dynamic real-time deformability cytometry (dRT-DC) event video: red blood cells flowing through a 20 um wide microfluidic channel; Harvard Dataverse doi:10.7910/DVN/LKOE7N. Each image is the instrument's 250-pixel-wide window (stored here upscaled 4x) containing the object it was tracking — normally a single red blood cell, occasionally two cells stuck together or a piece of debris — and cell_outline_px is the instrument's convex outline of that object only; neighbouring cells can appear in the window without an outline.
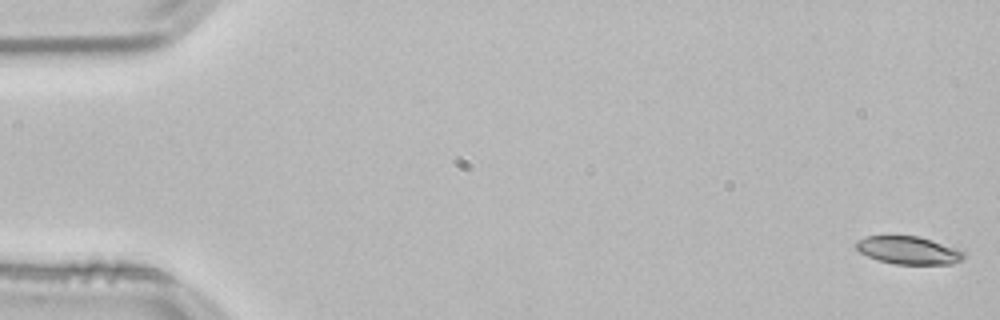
{"species": "common noctule bat (a hibernating species)", "species_latin": "Nyctalus noctula", "temperature_condition": "room temperature", "stored_images_in_passage": 53, "camera_frame_rate_fps": 3000, "um_per_image_px": 0.085, "animal": {"sex": "male", "body_mass_g": 21.5, "forearm_length_mm": 52.0}, "frame": {"image": 1, "passage_image": 1, "time_ms": 0.0, "image_size_px": [1000, 320], "cell_outline_px": [[964, 260], [952, 264], [892, 264], [868, 256], [860, 252], [856, 248], [856, 240], [864, 236], [920, 236], [964, 248]], "centroid_in_image_um": [77.32, 21.26], "position_along_channel_um": 7.7, "area_um2": 17.98}}
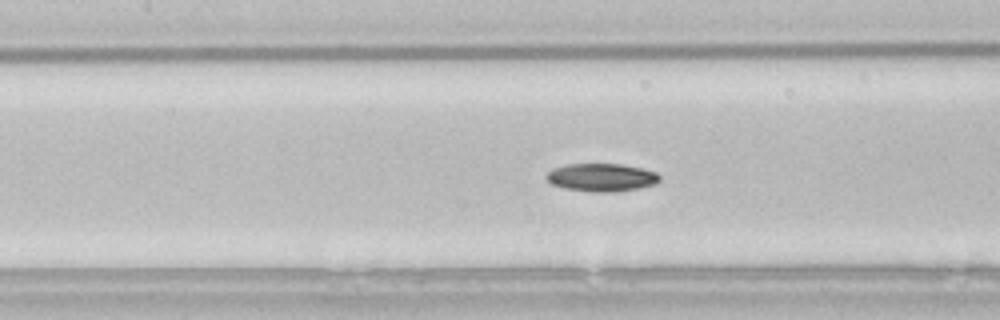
{"frame": {"image": 2, "passage_image": 24, "time_ms": 7.667, "image_size_px": [1000, 320], "cell_outline_px": [[660, 180], [656, 184], [640, 188], [612, 192], [592, 192], [564, 188], [552, 184], [544, 176], [552, 168], [568, 164], [620, 164], [644, 168], [656, 172], [660, 176]], "centroid_in_image_um": [51.15, 15.08], "position_along_channel_um": 156.3, "area_um2": 18.61}}
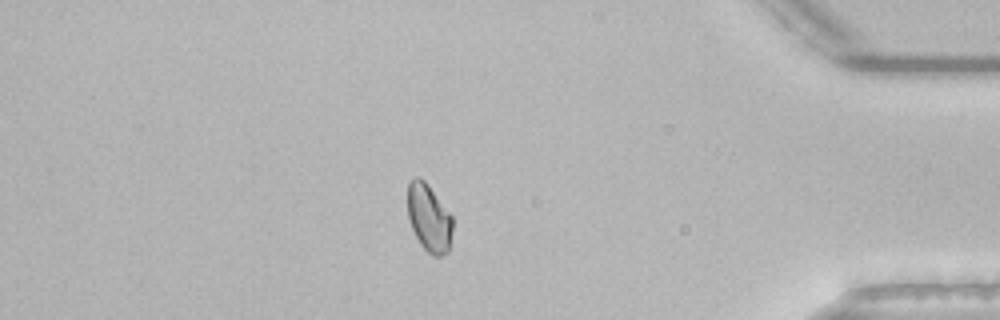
{"frame": {"image": 3, "passage_image": 46, "time_ms": 15.0, "image_size_px": [1000, 320], "cell_outline_px": [[452, 232], [448, 252], [440, 256], [432, 256], [420, 244], [408, 220], [408, 180], [416, 176], [420, 176], [428, 184], [452, 216]], "centroid_in_image_um": [36.45, 18.5], "position_along_channel_um": 398.8, "area_um2": 17.8}, "authors_computed_cell_mechanics": {"area_um2": 18.2648, "velocity_mm_per_s": 3.8286, "shape_relaxation_time_tau1_ms": 8.6909, "shape_relaxation_time_tau2_ms": null, "deformation_change_tau1": 0.1387, "deformation_change_tau2": null}}